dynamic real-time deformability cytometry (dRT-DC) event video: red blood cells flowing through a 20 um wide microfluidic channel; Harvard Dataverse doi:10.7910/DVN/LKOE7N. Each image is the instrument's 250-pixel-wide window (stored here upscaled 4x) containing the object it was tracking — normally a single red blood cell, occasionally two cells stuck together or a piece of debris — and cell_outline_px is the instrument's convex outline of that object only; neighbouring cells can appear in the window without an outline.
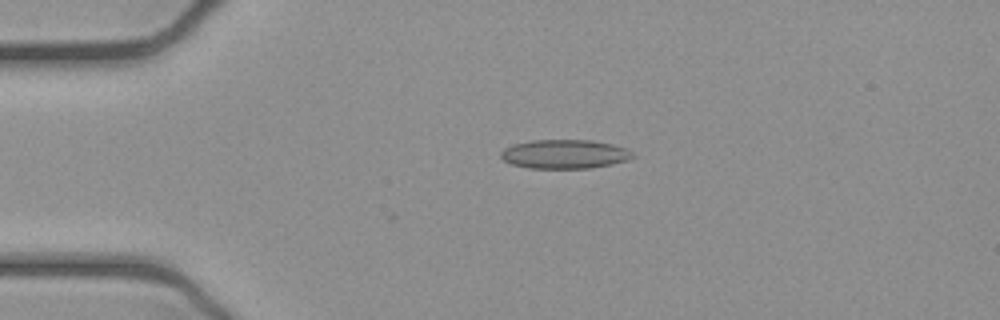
{"species": "common noctule bat (a hibernating species)", "species_latin": "Nyctalus noctula", "temperature_condition": "cold", "stored_images_in_passage": 31, "camera_frame_rate_fps": 3000, "um_per_image_px": 0.085, "animal": {"sex": "female", "body_mass_g": 21.9}, "frame": {"image": 1, "passage_image": 1, "time_ms": 0.0, "image_size_px": [1000, 320], "cell_outline_px": [[636, 156], [628, 160], [612, 164], [592, 168], [528, 168], [512, 164], [504, 160], [500, 156], [500, 152], [504, 148], [516, 144], [532, 140], [592, 140], [612, 144], [628, 148]], "centroid_in_image_um": [48.03, 13.1], "position_along_channel_um": 37.0, "area_um2": 22.37}}
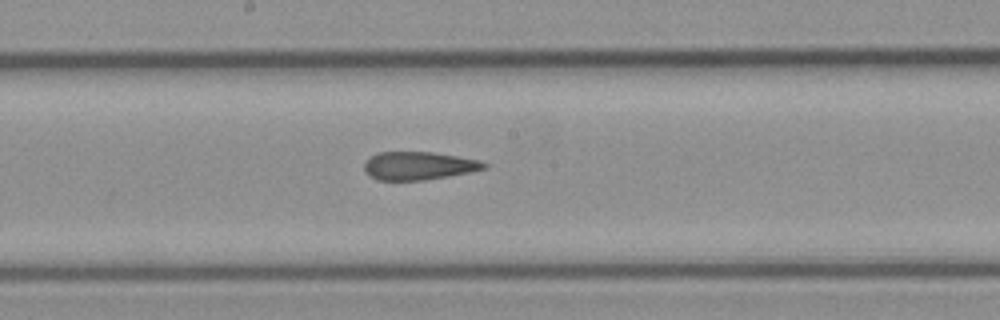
{"frame": {"image": 2, "passage_image": 17, "time_ms": 5.333, "image_size_px": [1000, 320], "cell_outline_px": [[488, 168], [448, 176], [424, 180], [376, 180], [364, 172], [364, 164], [372, 156], [380, 152], [432, 152], [480, 160], [488, 164]], "centroid_in_image_um": [35.59, 14.09], "position_along_channel_um": 212.6, "area_um2": 19.54}}
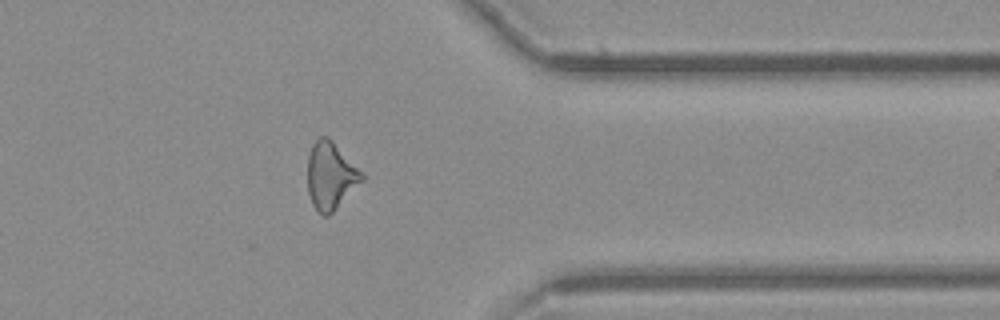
{"frame": {"image": 3, "passage_image": 31, "time_ms": 10.0, "image_size_px": [1000, 320], "cell_outline_px": [[368, 176], [328, 216], [324, 216], [312, 204], [308, 192], [308, 156], [312, 144], [320, 136], [328, 136]], "centroid_in_image_um": [28.14, 14.91], "position_along_channel_um": 383.3, "area_um2": 21.44}, "authors_computed_cell_mechanics": {"area_um2": 20.8658, "velocity_mm_per_s": 3.9035, "shape_relaxation_time_tau1_ms": 5.6026, "shape_relaxation_time_tau2_ms": 2.6029, "deformation_change_tau1": 0.1578, "deformation_change_tau2": 0.1382}}